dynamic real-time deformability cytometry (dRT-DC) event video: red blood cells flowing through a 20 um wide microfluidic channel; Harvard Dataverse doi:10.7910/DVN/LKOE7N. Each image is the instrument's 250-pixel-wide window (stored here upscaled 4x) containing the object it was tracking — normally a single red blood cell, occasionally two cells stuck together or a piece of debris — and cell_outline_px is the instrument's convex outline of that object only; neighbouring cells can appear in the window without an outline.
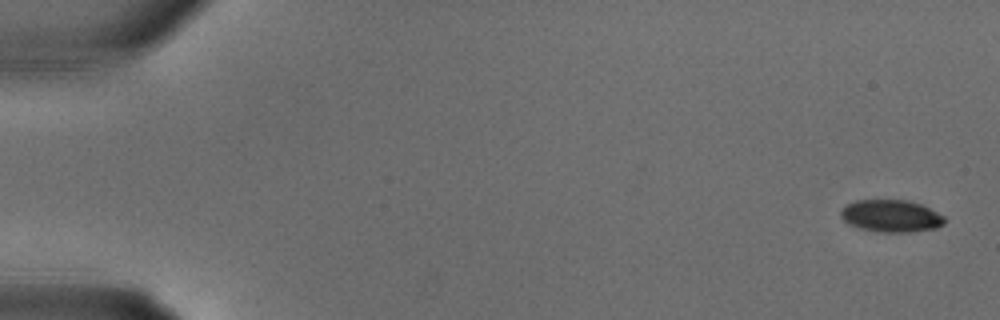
{"species": "common noctule bat (a hibernating species)", "species_latin": "Nyctalus noctula", "temperature_condition": "warm", "stored_images_in_passage": 18, "camera_frame_rate_fps": 3000, "um_per_image_px": 0.085, "animal": {"sex": "male", "body_mass_g": 18.8}, "frame": {"image": 1, "passage_image": 1, "time_ms": 0.0, "image_size_px": [1000, 320], "cell_outline_px": [[944, 224], [936, 228], [912, 232], [884, 232], [860, 228], [848, 224], [840, 216], [840, 208], [856, 200], [908, 200], [920, 204], [944, 216]], "centroid_in_image_um": [75.72, 18.35], "position_along_channel_um": 9.3, "area_um2": 19.42}}
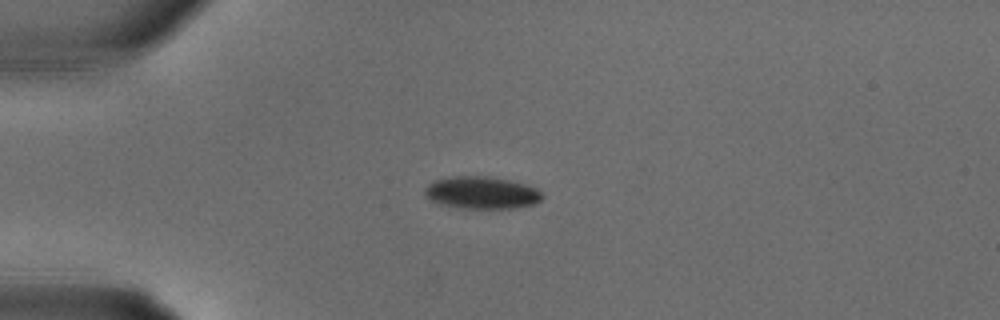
{"frame": {"image": 2, "passage_image": 8, "time_ms": 2.333, "image_size_px": [1000, 320], "cell_outline_px": [[544, 196], [536, 204], [516, 208], [464, 208], [440, 204], [432, 200], [424, 192], [424, 188], [428, 184], [436, 180], [452, 176], [488, 176], [512, 180], [536, 188]], "centroid_in_image_um": [40.97, 16.37], "position_along_channel_um": 44.0, "area_um2": 22.08}}
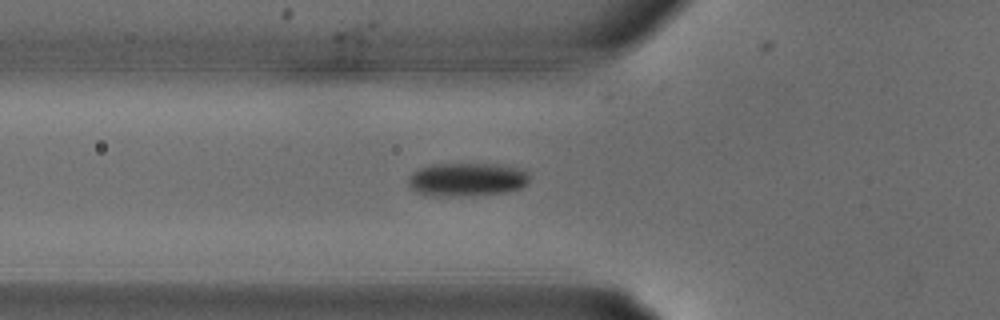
{"frame": {"image": 3, "passage_image": 11, "time_ms": 3.333, "image_size_px": [1000, 320], "cell_outline_px": [[532, 176], [520, 188], [508, 192], [464, 196], [428, 196], [416, 192], [408, 184], [408, 176], [412, 172], [420, 168], [432, 164], [496, 164], [524, 168]], "centroid_in_image_um": [39.69, 15.25], "position_along_channel_um": 86.1, "area_um2": 23.99}}